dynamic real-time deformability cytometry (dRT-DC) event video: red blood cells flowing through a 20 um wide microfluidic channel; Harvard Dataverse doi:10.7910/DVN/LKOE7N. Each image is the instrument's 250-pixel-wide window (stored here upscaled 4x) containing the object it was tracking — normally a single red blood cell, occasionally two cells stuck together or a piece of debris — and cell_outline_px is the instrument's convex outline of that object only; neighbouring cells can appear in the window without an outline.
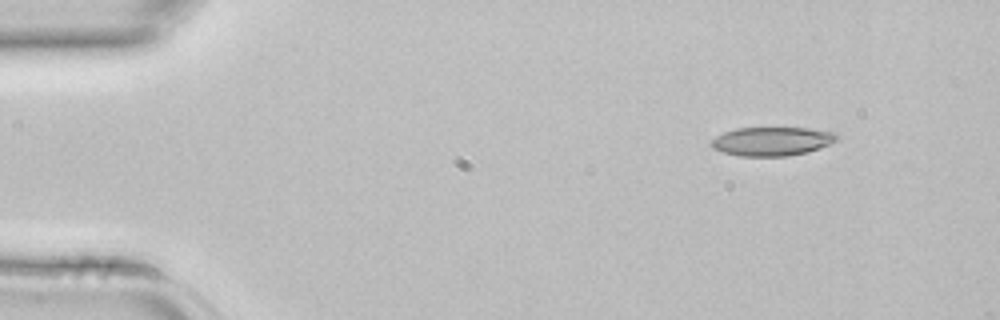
{"species": "common noctule bat (a hibernating species)", "species_latin": "Nyctalus noctula", "temperature_condition": "room temperature", "stored_images_in_passage": 3, "camera_frame_rate_fps": 3000, "um_per_image_px": 0.085, "animal": {"sex": "female", "body_mass_g": 22.7, "forearm_length_mm": 54.2}, "frame": {"image": 1, "passage_image": 1, "time_ms": 0.0, "image_size_px": [1000, 320], "cell_outline_px": [[840, 140], [832, 144], [808, 152], [788, 156], [740, 156], [724, 152], [712, 148], [712, 140], [716, 136], [724, 132], [736, 128], [808, 128], [836, 132], [840, 136]], "centroid_in_image_um": [65.7, 12.01], "position_along_channel_um": 19.3, "area_um2": 21.27}}
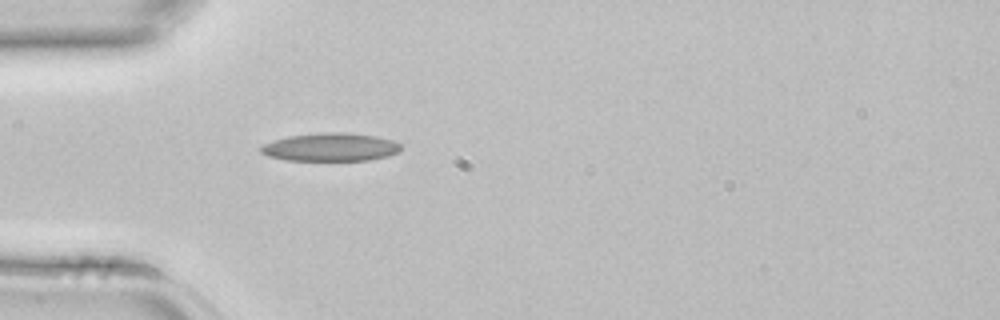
{"frame": {"image": 2, "passage_image": 3, "time_ms": 0.667, "image_size_px": [1000, 320], "cell_outline_px": [[400, 152], [388, 156], [368, 160], [284, 160], [268, 156], [260, 152], [260, 148], [264, 144], [288, 136], [320, 132], [344, 132], [376, 136], [392, 140], [400, 144]], "centroid_in_image_um": [28.1, 12.5], "position_along_channel_um": 56.9, "area_um2": 22.95}}